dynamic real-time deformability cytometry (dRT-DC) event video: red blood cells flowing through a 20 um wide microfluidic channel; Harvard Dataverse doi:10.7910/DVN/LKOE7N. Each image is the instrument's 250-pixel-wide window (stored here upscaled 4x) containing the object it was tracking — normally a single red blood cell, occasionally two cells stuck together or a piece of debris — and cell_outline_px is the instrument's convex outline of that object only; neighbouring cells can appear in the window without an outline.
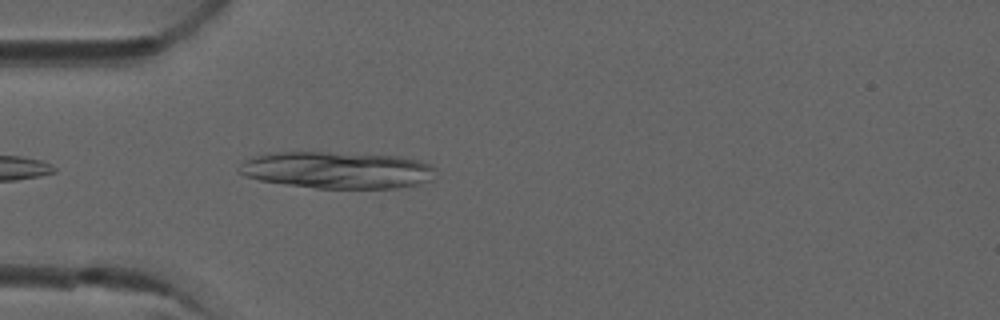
{"species": "common noctule bat (a hibernating species)", "species_latin": "Nyctalus noctula", "temperature_condition": "room temperature", "stored_images_in_passage": 2, "camera_frame_rate_fps": 3000, "um_per_image_px": 0.085, "animal": {"sex": "male", "forearm_length_mm": 52.5}, "frame": {"image": 1, "passage_image": 2, "time_ms": 0.333, "image_size_px": [1000, 320], "cell_outline_px": [[436, 168], [432, 180], [416, 184], [396, 188], [316, 188], [260, 180], [244, 176], [236, 172], [236, 168], [244, 160], [268, 152], [328, 152], [400, 156], [432, 164]], "centroid_in_image_um": [28.63, 14.45], "position_along_channel_um": 56.4, "area_um2": 42.37}}